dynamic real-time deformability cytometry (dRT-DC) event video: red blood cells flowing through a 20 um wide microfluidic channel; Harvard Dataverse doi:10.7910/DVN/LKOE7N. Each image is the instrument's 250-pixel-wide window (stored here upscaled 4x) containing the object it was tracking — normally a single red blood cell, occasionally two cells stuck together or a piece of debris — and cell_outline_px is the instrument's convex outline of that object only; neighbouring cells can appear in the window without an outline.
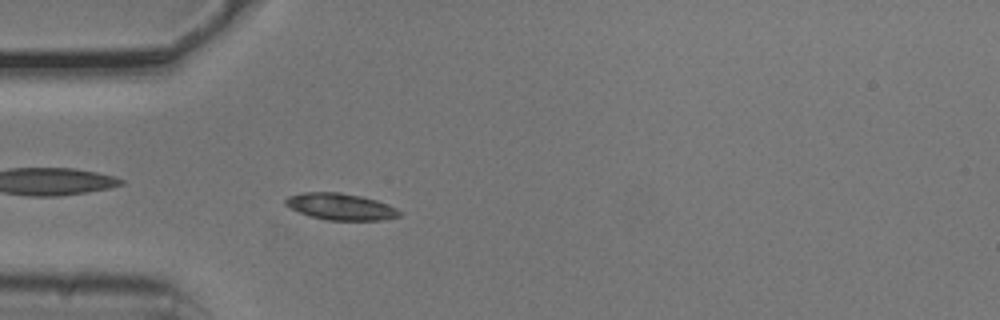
{"species": "common noctule bat (a hibernating species)", "species_latin": "Nyctalus noctula", "temperature_condition": "cold", "stored_images_in_passage": 54, "camera_frame_rate_fps": 3000, "um_per_image_px": 0.085, "animal": {"sex": "male", "body_mass_g": 20.5, "forearm_length_mm": 52.5}, "frame": {"image": 1, "passage_image": 16, "time_ms": 5.0, "image_size_px": [1000, 320], "cell_outline_px": [[400, 216], [380, 220], [328, 220], [312, 216], [300, 212], [284, 204], [284, 200], [288, 196], [300, 192], [340, 192], [360, 196], [376, 200], [396, 208], [400, 212]], "centroid_in_image_um": [28.92, 17.55], "position_along_channel_um": 56.1, "area_um2": 17.46}}
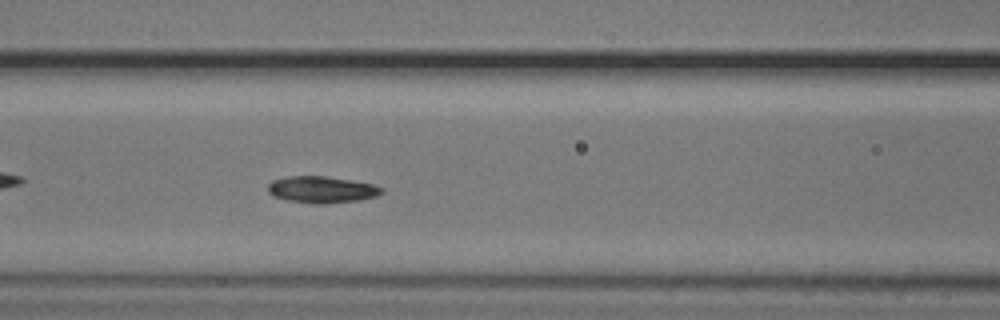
{"frame": {"image": 2, "passage_image": 23, "time_ms": 7.333, "image_size_px": [1000, 320], "cell_outline_px": [[384, 192], [376, 196], [356, 200], [324, 204], [312, 204], [288, 200], [272, 196], [268, 192], [268, 184], [272, 180], [288, 176], [324, 176], [372, 184], [384, 188]], "centroid_in_image_um": [27.31, 16.12], "position_along_channel_um": 139.3, "area_um2": 17.57}}
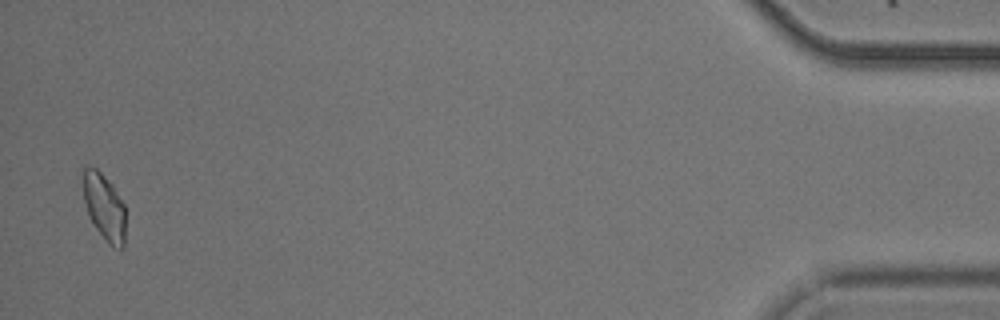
{"frame": {"image": 3, "passage_image": 53, "time_ms": 17.333, "image_size_px": [1000, 320], "cell_outline_px": [[124, 248], [120, 252], [112, 248], [108, 244], [92, 224], [88, 216], [84, 200], [80, 168], [96, 168], [112, 184], [124, 204]], "centroid_in_image_um": [8.83, 17.62], "position_along_channel_um": 426.4, "area_um2": 16.94}, "authors_computed_cell_mechanics": {"area_um2": 17.051, "velocity_mm_per_s": 3.7567, "shape_relaxation_time_tau1_ms": 6.5478, "shape_relaxation_time_tau2_ms": 3.967, "deformation_change_tau1": 0.1522, "deformation_change_tau2": 0.0761}}